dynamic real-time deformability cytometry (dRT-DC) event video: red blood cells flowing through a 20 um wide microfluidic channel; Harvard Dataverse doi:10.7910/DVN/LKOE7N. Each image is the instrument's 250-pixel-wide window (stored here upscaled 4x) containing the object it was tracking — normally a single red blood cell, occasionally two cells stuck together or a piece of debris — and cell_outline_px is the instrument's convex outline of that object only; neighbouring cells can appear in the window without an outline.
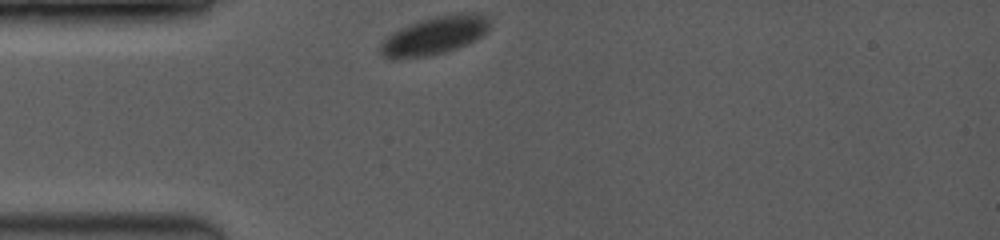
{"species": "common noctule bat (a hibernating species)", "species_latin": "Nyctalus noctula", "temperature_condition": "room temperature", "stored_images_in_passage": 20, "camera_frame_rate_fps": 3500, "um_per_image_px": 0.085, "animal": {"sex": "female", "body_mass_g": 19.0, "forearm_length_mm": 53.3}, "frame": {"image": 1, "passage_image": 1, "time_ms": 0.0, "image_size_px": [1000, 240], "cell_outline_px": [[492, 24], [488, 32], [464, 44], [440, 52], [424, 56], [384, 56], [380, 52], [380, 44], [384, 36], [408, 24], [420, 20], [436, 16], [460, 12], [476, 12], [488, 16]], "centroid_in_image_um": [36.99, 2.93], "position_along_channel_um": 48.0, "area_um2": 23.76}}
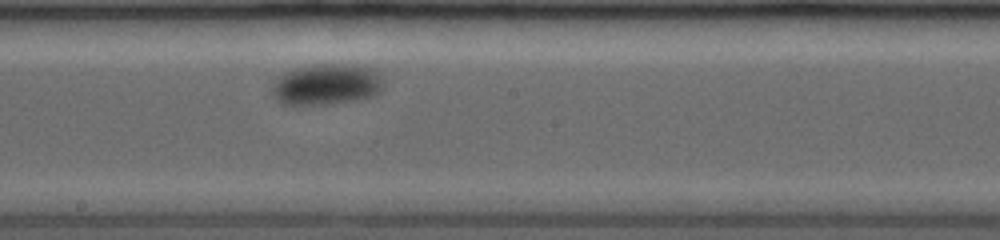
{"frame": {"image": 2, "passage_image": 12, "time_ms": 5.714, "image_size_px": [1000, 240], "cell_outline_px": [[384, 84], [380, 92], [376, 96], [356, 100], [328, 104], [284, 104], [276, 100], [272, 96], [272, 88], [276, 80], [284, 72], [296, 68], [320, 64], [352, 64], [372, 68], [380, 72], [384, 80]], "centroid_in_image_um": [27.82, 7.17], "position_along_channel_um": 220.4, "area_um2": 26.93}}
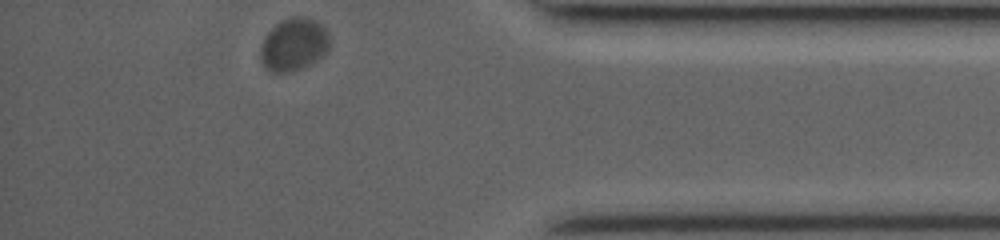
{"frame": {"image": 3, "passage_image": 20, "time_ms": 11.714, "image_size_px": [1000, 240], "cell_outline_px": [[328, 52], [324, 56], [292, 72], [272, 72], [264, 68], [260, 60], [260, 44], [264, 36], [280, 20], [288, 16], [308, 16], [320, 24], [328, 32]], "centroid_in_image_um": [24.93, 3.77], "position_along_channel_um": 410.3, "area_um2": 21.56}}